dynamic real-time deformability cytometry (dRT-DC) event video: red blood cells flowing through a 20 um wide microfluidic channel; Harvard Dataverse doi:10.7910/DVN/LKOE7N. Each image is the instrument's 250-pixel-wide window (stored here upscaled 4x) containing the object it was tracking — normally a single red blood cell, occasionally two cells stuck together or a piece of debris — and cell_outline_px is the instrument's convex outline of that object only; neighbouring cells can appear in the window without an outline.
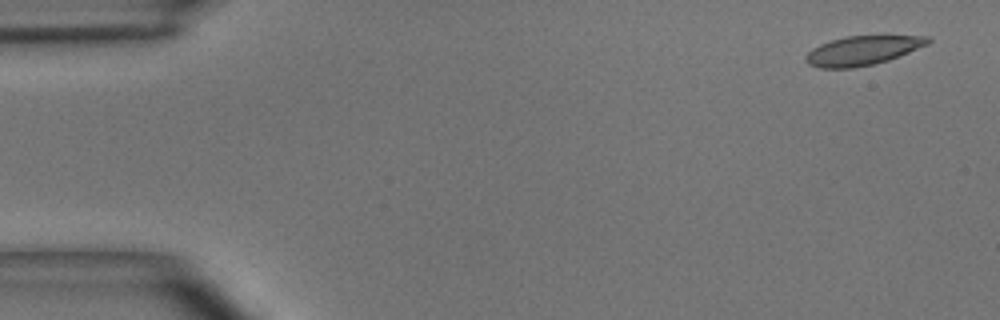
{"species": "common noctule bat (a hibernating species)", "species_latin": "Nyctalus noctula", "temperature_condition": "room temperature", "stored_images_in_passage": 48, "camera_frame_rate_fps": 3000, "um_per_image_px": 0.085, "animal": {"sex": "male", "body_mass_g": 15.6}, "frame": {"image": 1, "passage_image": 1, "time_ms": 0.0, "image_size_px": [1000, 320], "cell_outline_px": [[932, 40], [928, 44], [888, 60], [872, 64], [852, 68], [820, 68], [808, 64], [804, 56], [812, 48], [820, 44], [844, 36], [928, 36]], "centroid_in_image_um": [73.28, 4.29], "position_along_channel_um": 11.7, "area_um2": 20.58}}
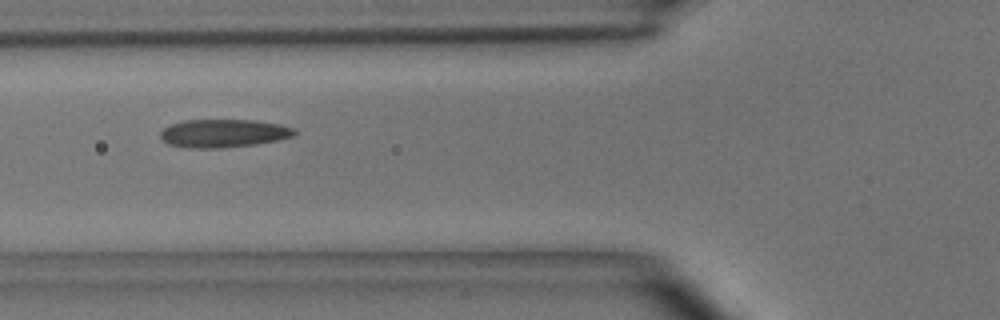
{"frame": {"image": 2, "passage_image": 17, "time_ms": 5.333, "image_size_px": [1000, 320], "cell_outline_px": [[300, 132], [292, 136], [280, 140], [256, 144], [220, 148], [188, 148], [168, 144], [160, 136], [160, 132], [164, 128], [172, 124], [184, 120], [252, 120], [280, 124], [296, 128]], "centroid_in_image_um": [19.05, 11.33], "position_along_channel_um": 106.7, "area_um2": 22.14}}
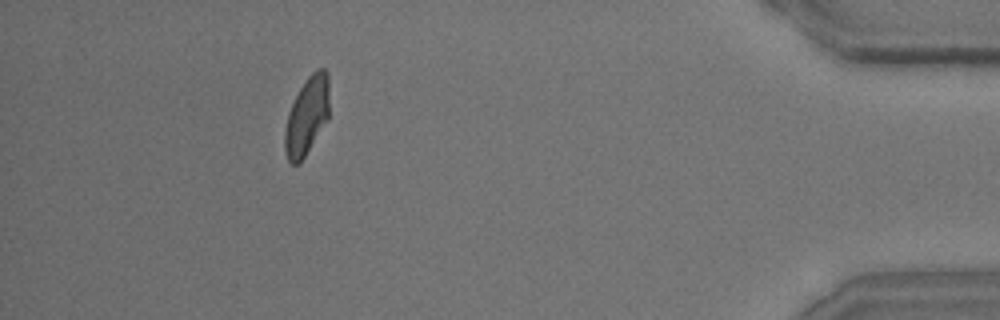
{"frame": {"image": 3, "passage_image": 44, "time_ms": 14.333, "image_size_px": [1000, 320], "cell_outline_px": [[328, 120], [300, 164], [292, 164], [288, 160], [284, 148], [284, 132], [288, 112], [300, 88], [308, 76], [316, 68], [324, 68], [328, 72]], "centroid_in_image_um": [26.08, 9.87], "position_along_channel_um": 409.1, "area_um2": 20.29}, "authors_computed_cell_mechanics": {"area_um2": 21.3282, "velocity_mm_per_s": 3.9712, "shape_relaxation_time_tau1_ms": 4.2508, "shape_relaxation_time_tau2_ms": 1.6254, "deformation_change_tau1": 0.161, "deformation_change_tau2": 0.0694}}